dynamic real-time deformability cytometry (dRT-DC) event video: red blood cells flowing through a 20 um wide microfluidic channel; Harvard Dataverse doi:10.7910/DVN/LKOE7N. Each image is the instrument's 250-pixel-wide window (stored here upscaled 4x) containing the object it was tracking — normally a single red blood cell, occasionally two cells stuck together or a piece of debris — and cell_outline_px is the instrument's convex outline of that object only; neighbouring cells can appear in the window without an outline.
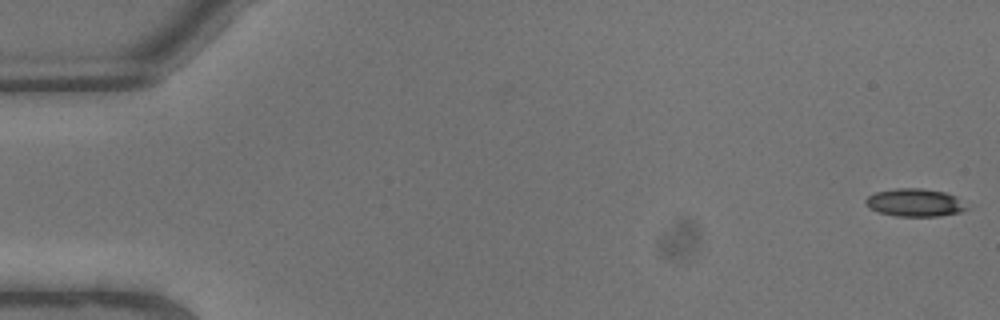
{"species": "common noctule bat (a hibernating species)", "species_latin": "Nyctalus noctula", "temperature_condition": "warm", "stored_images_in_passage": 7, "camera_frame_rate_fps": 3000, "um_per_image_px": 0.085, "animal": {"sex": "male", "body_mass_g": 13.3}, "frame": {"image": 1, "passage_image": 1, "time_ms": 0.0, "image_size_px": [1000, 320], "cell_outline_px": [[968, 208], [960, 212], [940, 216], [896, 216], [880, 212], [868, 208], [864, 200], [868, 196], [876, 192], [896, 188], [920, 188], [944, 192], [956, 196]], "centroid_in_image_um": [77.74, 17.22], "position_along_channel_um": 7.3, "area_um2": 16.3}}
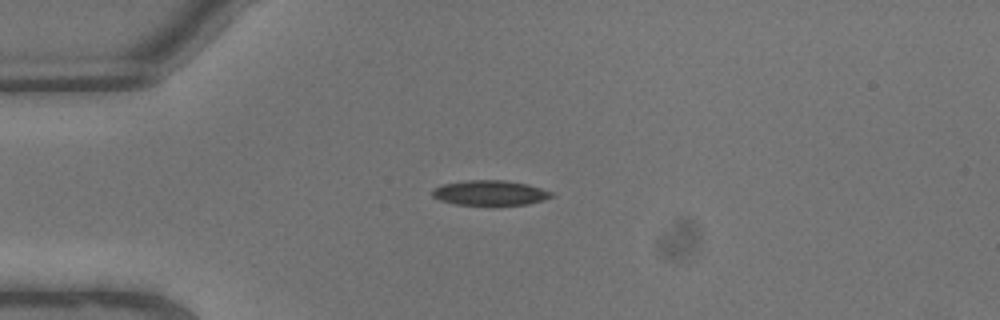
{"frame": {"image": 2, "passage_image": 6, "time_ms": 1.667, "image_size_px": [1000, 320], "cell_outline_px": [[556, 196], [544, 200], [528, 204], [492, 208], [456, 204], [440, 200], [432, 196], [432, 188], [444, 184], [468, 180], [504, 180], [528, 184], [552, 192]], "centroid_in_image_um": [41.68, 16.44], "position_along_channel_um": 43.3, "area_um2": 18.21}}